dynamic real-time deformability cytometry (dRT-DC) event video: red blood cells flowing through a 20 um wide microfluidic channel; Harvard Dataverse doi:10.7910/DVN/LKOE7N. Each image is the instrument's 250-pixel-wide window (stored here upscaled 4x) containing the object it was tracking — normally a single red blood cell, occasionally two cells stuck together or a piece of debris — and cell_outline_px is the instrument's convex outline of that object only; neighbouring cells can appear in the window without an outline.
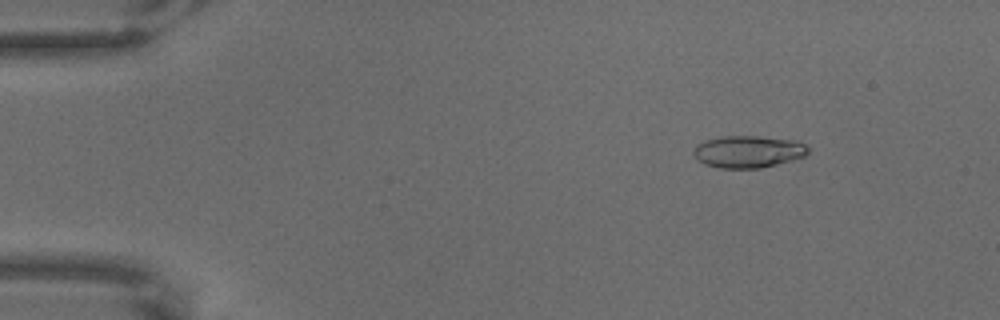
{"species": "common noctule bat (a hibernating species)", "species_latin": "Nyctalus noctula", "temperature_condition": "warm", "stored_images_in_passage": 58, "camera_frame_rate_fps": 3000, "um_per_image_px": 0.085, "animal": {"sex": "male", "body_mass_g": 18.8}, "frame": {"image": 1, "passage_image": 1, "time_ms": 0.0, "image_size_px": [1000, 320], "cell_outline_px": [[808, 152], [804, 156], [792, 160], [760, 168], [720, 168], [704, 164], [692, 152], [696, 144], [704, 140], [724, 136], [756, 136], [792, 140], [804, 144], [808, 148]], "centroid_in_image_um": [63.56, 12.89], "position_along_channel_um": 21.4, "area_um2": 21.21}}
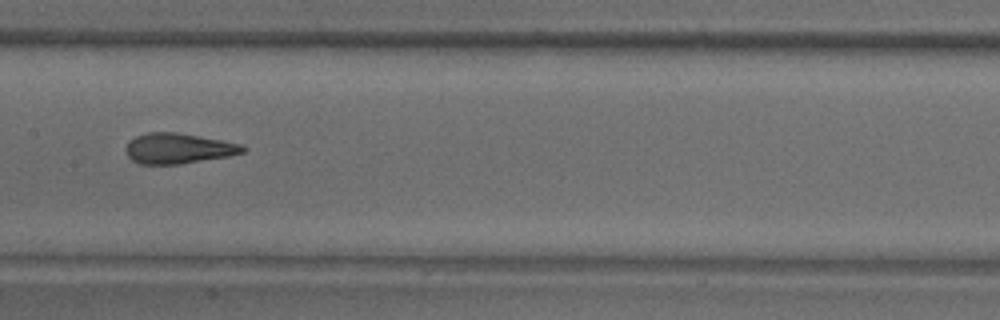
{"frame": {"image": 2, "passage_image": 26, "time_ms": 8.333, "image_size_px": [1000, 320], "cell_outline_px": [[248, 148], [244, 152], [228, 156], [180, 164], [140, 164], [132, 160], [128, 156], [124, 148], [128, 140], [136, 136], [148, 132], [176, 132], [244, 144]], "centroid_in_image_um": [15.15, 12.61], "position_along_channel_um": 192.3, "area_um2": 20.87}}
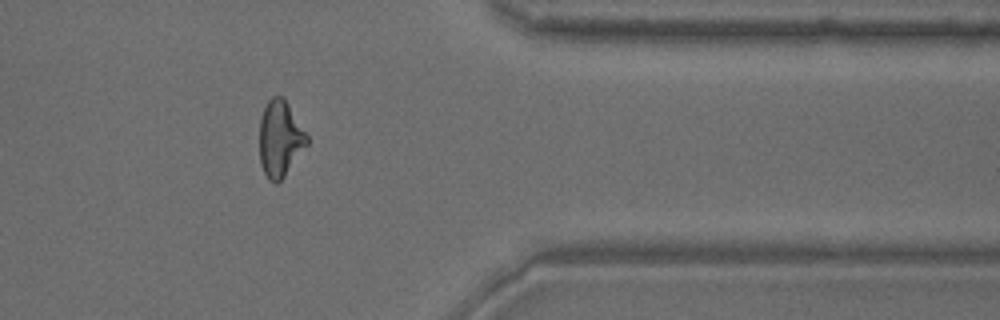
{"frame": {"image": 3, "passage_image": 46, "time_ms": 15.0, "image_size_px": [1000, 320], "cell_outline_px": [[308, 144], [284, 176], [276, 184], [268, 180], [260, 164], [260, 120], [264, 108], [268, 100], [272, 96], [284, 96], [308, 136]], "centroid_in_image_um": [23.8, 11.78], "position_along_channel_um": 387.6, "area_um2": 21.04}}